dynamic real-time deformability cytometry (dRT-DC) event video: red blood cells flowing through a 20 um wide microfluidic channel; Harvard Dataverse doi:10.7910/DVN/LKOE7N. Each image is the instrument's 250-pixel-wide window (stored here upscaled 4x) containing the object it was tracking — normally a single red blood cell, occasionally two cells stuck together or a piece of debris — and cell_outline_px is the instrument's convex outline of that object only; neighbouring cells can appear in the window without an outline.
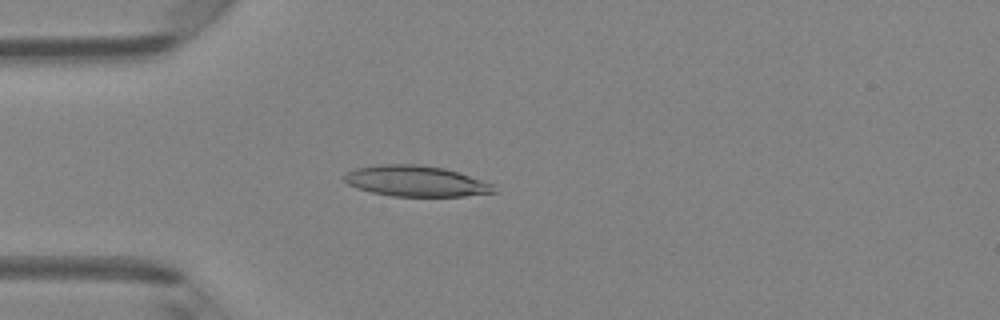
{"species": "Egyptian fruit bat (a non-hibernating species)", "species_latin": "Rousettus aegyptiacus", "temperature_condition": "room temperature", "stored_images_in_passage": 48, "camera_frame_rate_fps": 3000, "um_per_image_px": 0.085, "animal": {"sex": "female"}, "frame": {"image": 1, "passage_image": 13, "time_ms": 4.0, "image_size_px": [1000, 320], "cell_outline_px": [[496, 192], [464, 196], [392, 196], [372, 192], [356, 188], [348, 184], [344, 180], [344, 176], [348, 172], [356, 168], [384, 164], [416, 164], [444, 168], [492, 184]], "centroid_in_image_um": [35.31, 15.4], "position_along_channel_um": 49.7, "area_um2": 26.41}}
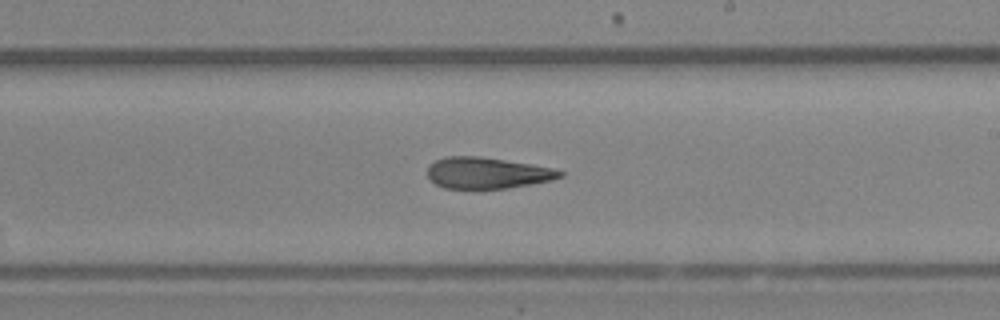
{"frame": {"image": 2, "passage_image": 28, "time_ms": 9.0, "image_size_px": [1000, 320], "cell_outline_px": [[564, 176], [552, 180], [532, 184], [508, 188], [444, 188], [436, 184], [428, 176], [428, 168], [436, 160], [444, 156], [480, 156], [552, 168], [564, 172]], "centroid_in_image_um": [41.42, 14.7], "position_along_channel_um": 247.6, "area_um2": 23.87}}
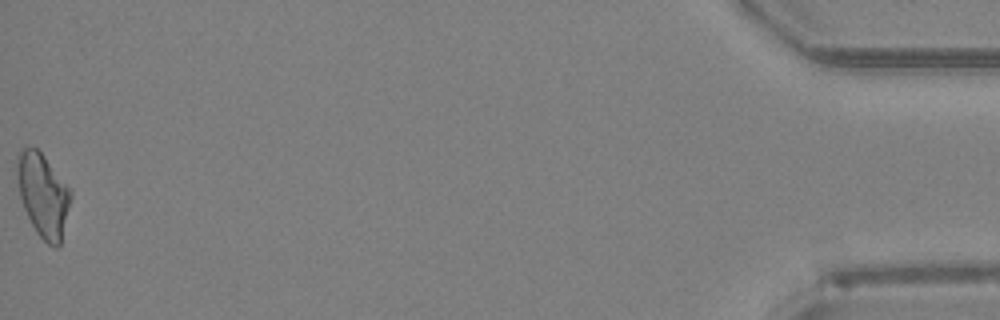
{"frame": {"image": 3, "passage_image": 48, "time_ms": 15.667, "image_size_px": [1000, 320], "cell_outline_px": [[72, 196], [60, 244], [56, 248], [52, 248], [36, 232], [24, 208], [20, 196], [16, 176], [16, 156], [24, 148], [36, 148], [44, 156], [72, 192]], "centroid_in_image_um": [3.65, 16.59], "position_along_channel_um": 431.6, "area_um2": 25.78}, "authors_computed_cell_mechanics": {"area_um2": 25.7499, "velocity_mm_per_s": 4.2335, "shape_relaxation_time_tau1_ms": null, "shape_relaxation_time_tau2_ms": 4.123, "deformation_change_tau1": null, "deformation_change_tau2": 0.155}}